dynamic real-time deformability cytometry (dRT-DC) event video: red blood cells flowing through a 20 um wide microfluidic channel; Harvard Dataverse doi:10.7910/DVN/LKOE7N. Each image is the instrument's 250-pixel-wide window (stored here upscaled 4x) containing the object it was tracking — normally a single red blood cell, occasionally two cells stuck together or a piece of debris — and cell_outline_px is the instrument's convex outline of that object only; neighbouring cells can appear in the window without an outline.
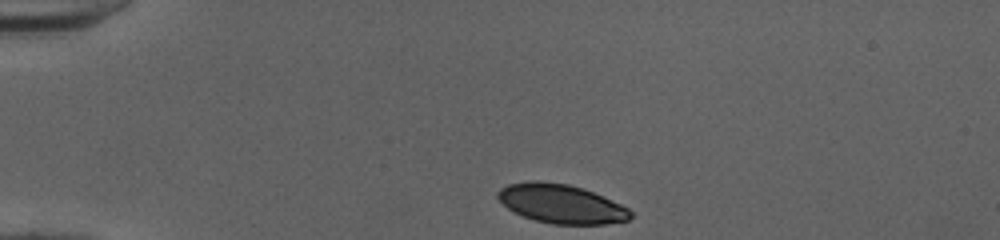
{"species": "human", "species_latin": "Homo sapiens", "temperature_condition": "cold", "stored_images_in_passage": 34, "camera_frame_rate_fps": 3000, "um_per_image_px": 0.085, "donor": {"sex": "female"}, "frame": {"image": 1, "passage_image": 1, "time_ms": 0.0, "image_size_px": [1000, 240], "cell_outline_px": [[632, 216], [628, 220], [604, 224], [552, 224], [536, 220], [512, 212], [496, 196], [496, 192], [500, 188], [508, 184], [532, 180], [540, 180], [568, 184], [584, 188], [604, 196], [628, 208], [632, 212]], "centroid_in_image_um": [47.69, 17.31], "position_along_channel_um": 37.3, "area_um2": 30.29}}
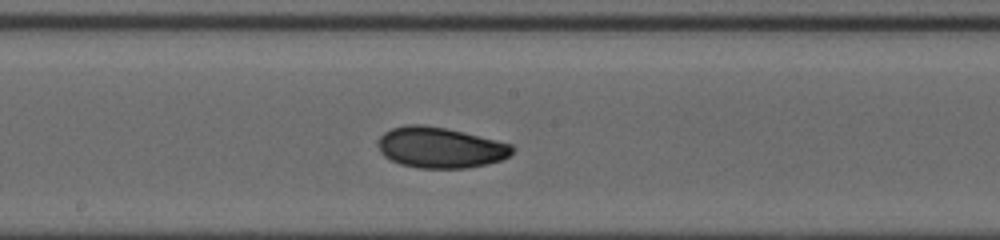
{"frame": {"image": 2, "passage_image": 18, "time_ms": 5.667, "image_size_px": [1000, 240], "cell_outline_px": [[516, 148], [508, 156], [500, 160], [488, 164], [468, 168], [420, 168], [400, 164], [384, 156], [380, 152], [376, 144], [380, 136], [384, 132], [392, 128], [408, 124], [424, 124], [464, 132], [512, 144]], "centroid_in_image_um": [37.4, 12.54], "position_along_channel_um": 210.8, "area_um2": 32.02}}
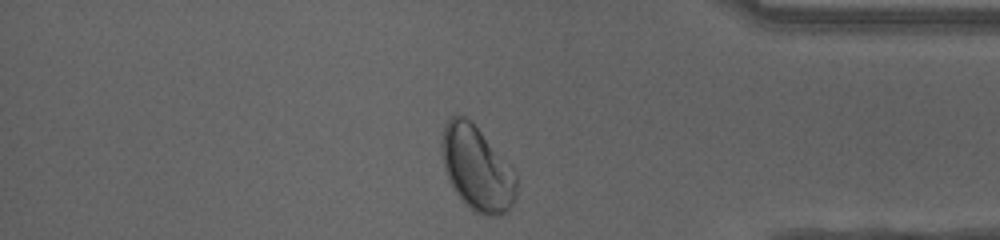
{"frame": {"image": 3, "passage_image": 33, "time_ms": 10.667, "image_size_px": [1000, 240], "cell_outline_px": [[516, 196], [508, 212], [500, 216], [488, 216], [476, 212], [456, 192], [448, 180], [444, 168], [440, 148], [440, 140], [444, 124], [452, 116], [464, 116], [472, 120], [512, 168], [516, 176]], "centroid_in_image_um": [40.52, 14.29], "position_along_channel_um": 394.7, "area_um2": 36.76}, "authors_computed_cell_mechanics": {"area_um2": 31.6166, "velocity_mm_per_s": 4.0317, "shape_relaxation_time_tau1_ms": 4.4973, "shape_relaxation_time_tau2_ms": 1.8999, "deformation_change_tau1": 0.1237, "deformation_change_tau2": 0.0464}}